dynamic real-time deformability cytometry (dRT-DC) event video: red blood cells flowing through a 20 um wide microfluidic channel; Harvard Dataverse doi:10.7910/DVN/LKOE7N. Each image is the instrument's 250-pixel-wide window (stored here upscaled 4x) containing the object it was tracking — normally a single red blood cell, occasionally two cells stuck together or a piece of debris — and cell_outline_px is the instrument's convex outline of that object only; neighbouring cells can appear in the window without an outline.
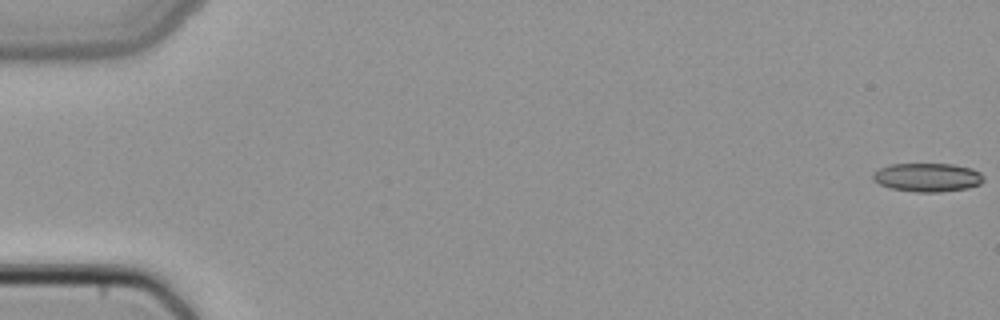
{"species": "common noctule bat (a hibernating species)", "species_latin": "Nyctalus noctula", "temperature_condition": "cold", "stored_images_in_passage": 4, "camera_frame_rate_fps": 3000, "um_per_image_px": 0.085, "animal": {"sex": "female", "body_mass_g": 22.7, "forearm_length_mm": 54.2}, "frame": {"image": 1, "passage_image": 1, "time_ms": 0.0, "image_size_px": [1000, 320], "cell_outline_px": [[984, 180], [980, 184], [968, 188], [940, 192], [916, 192], [888, 188], [872, 180], [872, 172], [888, 164], [952, 164], [972, 168], [980, 172], [984, 176]], "centroid_in_image_um": [78.82, 15.07], "position_along_channel_um": 6.2, "area_um2": 18.73}}